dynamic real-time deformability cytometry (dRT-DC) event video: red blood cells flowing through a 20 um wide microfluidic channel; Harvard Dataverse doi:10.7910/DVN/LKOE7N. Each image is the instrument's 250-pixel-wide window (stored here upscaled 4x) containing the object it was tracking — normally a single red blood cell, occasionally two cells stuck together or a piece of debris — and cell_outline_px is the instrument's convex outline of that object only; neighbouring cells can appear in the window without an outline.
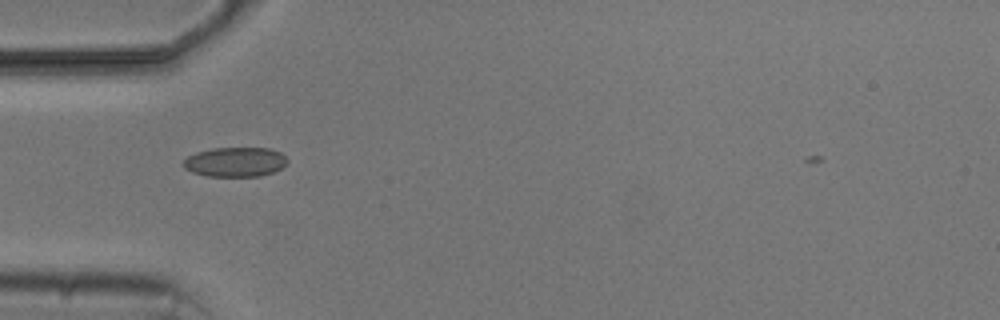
{"species": "common noctule bat (a hibernating species)", "species_latin": "Nyctalus noctula", "temperature_condition": "cold", "stored_images_in_passage": 8, "camera_frame_rate_fps": 3000, "um_per_image_px": 0.085, "animal": {"sex": "male", "body_mass_g": 20.5, "forearm_length_mm": 52.5}, "frame": {"image": 1, "passage_image": 1, "time_ms": 0.0, "image_size_px": [1000, 320], "cell_outline_px": [[288, 160], [280, 168], [272, 172], [260, 176], [208, 176], [192, 172], [184, 168], [180, 164], [188, 156], [196, 152], [212, 148], [268, 148], [280, 152]], "centroid_in_image_um": [19.94, 13.76], "position_along_channel_um": 65.1, "area_um2": 17.86}}
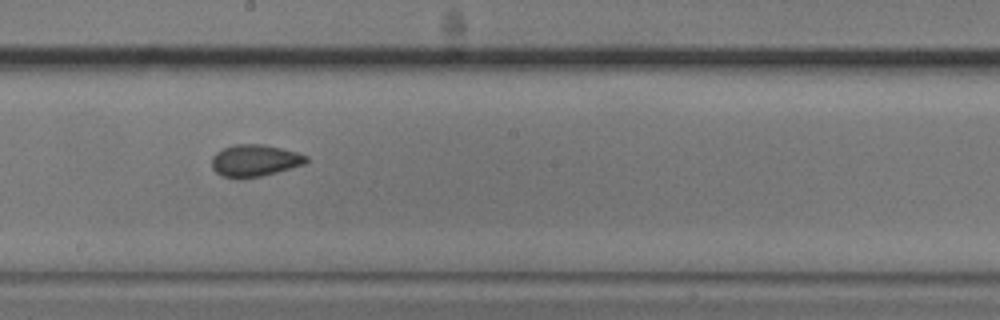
{"frame": {"image": 2, "passage_image": 5, "time_ms": 4.333, "image_size_px": [1000, 320], "cell_outline_px": [[308, 160], [304, 164], [276, 172], [260, 176], [240, 180], [220, 176], [212, 168], [212, 156], [216, 152], [224, 148], [236, 144], [264, 144], [296, 152], [308, 156]], "centroid_in_image_um": [21.61, 13.66], "position_along_channel_um": 226.6, "area_um2": 17.69}}
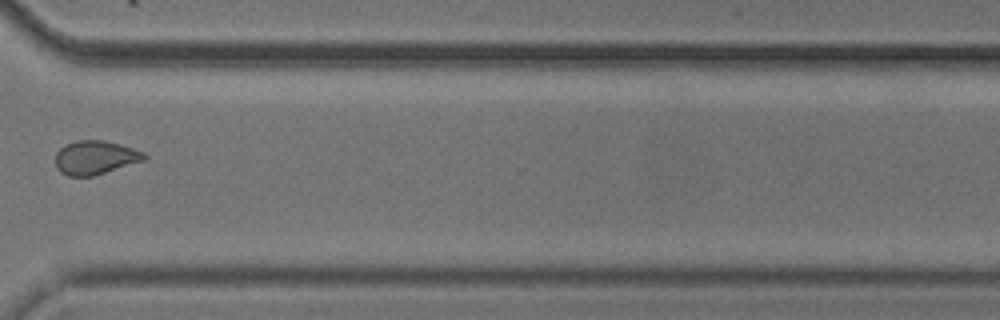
{"frame": {"image": 3, "passage_image": 8, "time_ms": 8.0, "image_size_px": [1000, 320], "cell_outline_px": [[148, 160], [92, 176], [68, 176], [60, 172], [56, 168], [56, 152], [64, 144], [76, 140], [104, 140], [120, 144], [144, 152], [148, 156]], "centroid_in_image_um": [8.12, 13.39], "position_along_channel_um": 362.5, "area_um2": 17.74}}